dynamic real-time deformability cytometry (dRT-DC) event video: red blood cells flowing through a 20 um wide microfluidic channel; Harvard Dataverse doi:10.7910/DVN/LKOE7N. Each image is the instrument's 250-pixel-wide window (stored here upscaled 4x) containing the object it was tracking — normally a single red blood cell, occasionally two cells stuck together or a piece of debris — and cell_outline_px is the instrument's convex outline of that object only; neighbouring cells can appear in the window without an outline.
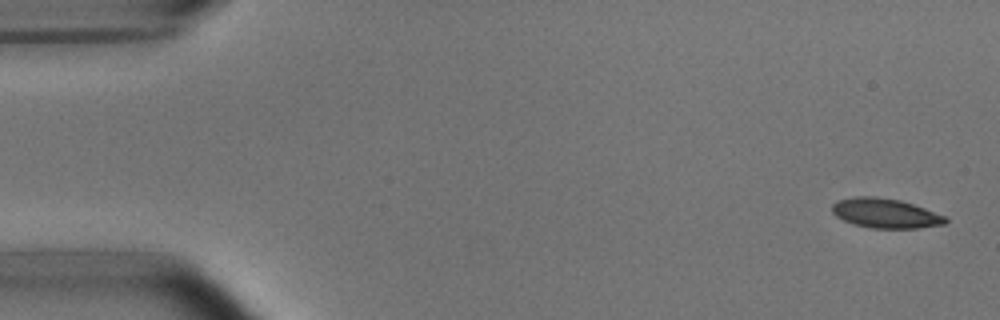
{"species": "common noctule bat (a hibernating species)", "species_latin": "Nyctalus noctula", "temperature_condition": "room temperature", "stored_images_in_passage": 5, "camera_frame_rate_fps": 3000, "um_per_image_px": 0.085, "animal": {"sex": "male", "body_mass_g": 15.6}, "frame": {"image": 1, "passage_image": 1, "time_ms": 0.0, "image_size_px": [1000, 320], "cell_outline_px": [[948, 220], [944, 224], [920, 228], [872, 228], [852, 224], [836, 216], [832, 212], [832, 204], [836, 200], [856, 196], [872, 196], [900, 200], [924, 208], [944, 216]], "centroid_in_image_um": [75.22, 18.12], "position_along_channel_um": 9.8, "area_um2": 19.48}}
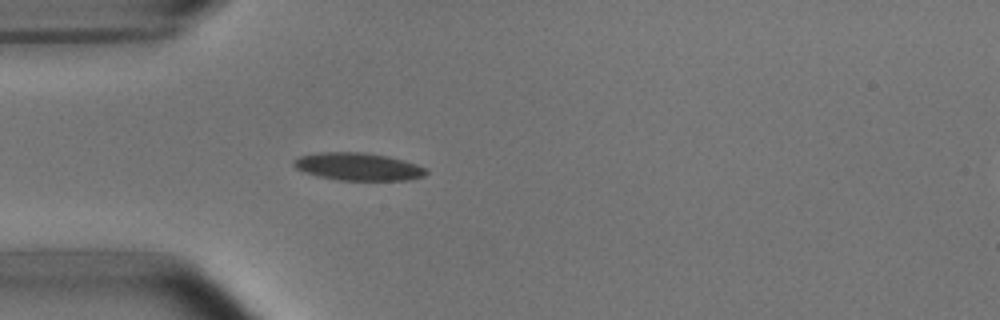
{"frame": {"image": 2, "passage_image": 5, "time_ms": 1.333, "image_size_px": [1000, 320], "cell_outline_px": [[428, 172], [424, 176], [408, 180], [336, 180], [316, 176], [296, 168], [292, 164], [292, 160], [300, 156], [316, 152], [364, 152], [388, 156], [404, 160], [428, 168]], "centroid_in_image_um": [30.44, 14.16], "position_along_channel_um": 54.6, "area_um2": 21.56}}